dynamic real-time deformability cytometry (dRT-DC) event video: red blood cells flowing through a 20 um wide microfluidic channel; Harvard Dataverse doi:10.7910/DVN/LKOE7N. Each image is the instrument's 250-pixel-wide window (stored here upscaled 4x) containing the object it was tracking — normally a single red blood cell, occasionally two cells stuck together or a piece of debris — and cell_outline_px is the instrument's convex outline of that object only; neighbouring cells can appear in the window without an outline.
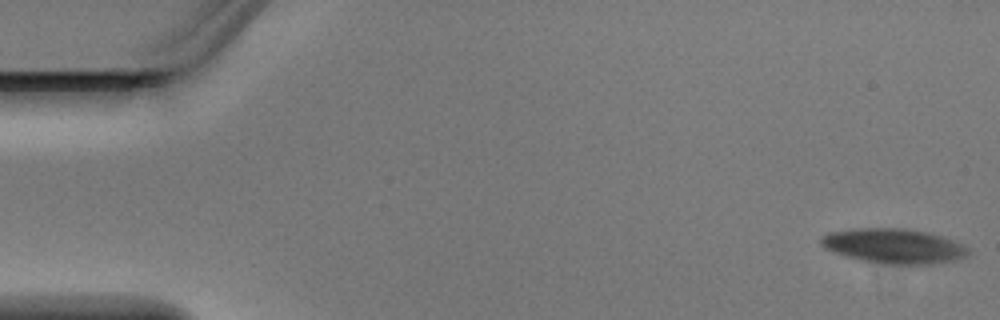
{"species": "Egyptian fruit bat (a non-hibernating species)", "species_latin": "Rousettus aegyptiacus", "temperature_condition": "warm", "stored_images_in_passage": 5, "camera_frame_rate_fps": 3000, "um_per_image_px": 0.085, "animal": {"sex": "male"}, "frame": {"image": 1, "passage_image": 1, "time_ms": 0.0, "image_size_px": [1000, 320], "cell_outline_px": [[968, 252], [964, 256], [956, 260], [932, 264], [892, 264], [860, 260], [824, 248], [820, 244], [820, 240], [828, 232], [852, 228], [904, 228], [928, 232], [940, 236], [960, 244], [968, 248]], "centroid_in_image_um": [75.93, 20.9], "position_along_channel_um": 9.1, "area_um2": 29.48}}
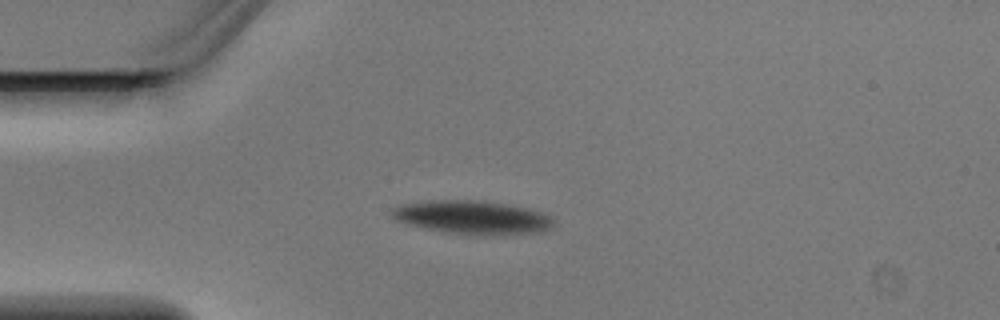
{"frame": {"image": 2, "passage_image": 4, "time_ms": 1.0, "image_size_px": [1000, 320], "cell_outline_px": [[556, 224], [552, 228], [540, 232], [488, 236], [484, 236], [448, 232], [424, 228], [408, 224], [396, 220], [388, 212], [392, 208], [400, 204], [432, 200], [476, 200], [504, 204], [528, 208], [544, 212], [552, 216], [556, 220]], "centroid_in_image_um": [40.2, 18.48], "position_along_channel_um": 44.8, "area_um2": 32.02}}